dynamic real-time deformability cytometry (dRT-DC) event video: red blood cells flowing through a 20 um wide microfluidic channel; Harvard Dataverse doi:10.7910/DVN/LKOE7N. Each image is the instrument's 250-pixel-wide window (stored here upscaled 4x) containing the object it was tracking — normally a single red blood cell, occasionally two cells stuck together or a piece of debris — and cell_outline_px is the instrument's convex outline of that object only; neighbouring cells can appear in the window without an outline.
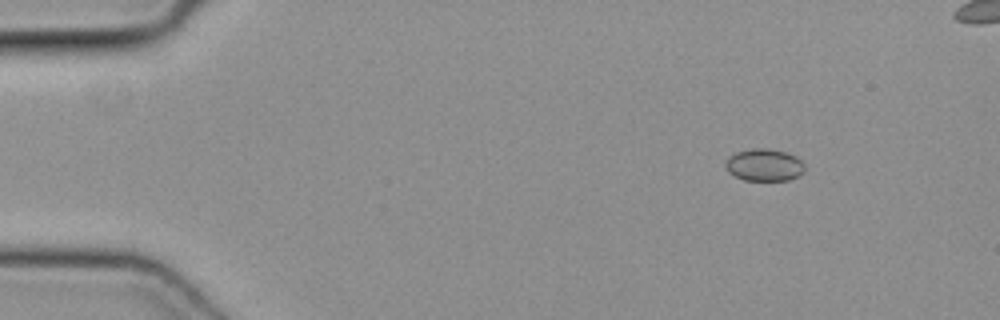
{"species": "common noctule bat (a hibernating species)", "species_latin": "Nyctalus noctula", "temperature_condition": "cold", "stored_images_in_passage": 19, "camera_frame_rate_fps": 3000, "um_per_image_px": 0.085, "animal": {"sex": "female", "body_mass_g": 19.3, "forearm_length_mm": 54.1}, "frame": {"image": 1, "passage_image": 6, "time_ms": 1.667, "image_size_px": [1000, 320], "cell_outline_px": [[804, 172], [800, 176], [788, 180], [744, 180], [728, 172], [724, 164], [728, 156], [736, 152], [752, 148], [764, 148], [784, 152], [796, 156], [804, 164]], "centroid_in_image_um": [64.95, 14.02], "position_along_channel_um": 20.0, "area_um2": 14.91}}